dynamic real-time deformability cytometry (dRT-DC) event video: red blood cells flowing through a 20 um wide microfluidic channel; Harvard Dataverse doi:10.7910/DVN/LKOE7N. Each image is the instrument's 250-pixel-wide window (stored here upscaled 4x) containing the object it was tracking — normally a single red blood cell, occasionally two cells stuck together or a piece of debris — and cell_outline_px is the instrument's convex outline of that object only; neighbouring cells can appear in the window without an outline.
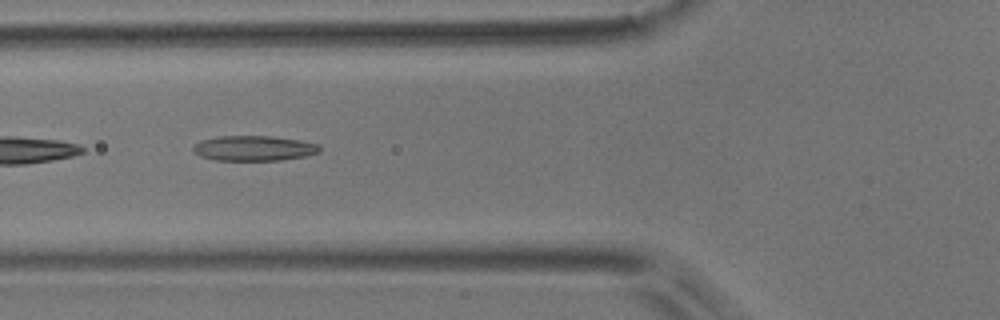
{"species": "common noctule bat (a hibernating species)", "species_latin": "Nyctalus noctula", "temperature_condition": "room temperature", "stored_images_in_passage": 9, "camera_frame_rate_fps": 3000, "um_per_image_px": 0.085, "animal": {"sex": "male", "body_mass_g": 17.9}, "frame": {"image": 1, "passage_image": 6, "time_ms": 1.667, "image_size_px": [1000, 320], "cell_outline_px": [[320, 152], [308, 156], [280, 160], [216, 160], [200, 156], [192, 152], [192, 148], [200, 140], [216, 136], [272, 136], [300, 140], [320, 144]], "centroid_in_image_um": [21.59, 12.6], "position_along_channel_um": 104.2, "area_um2": 18.73}}
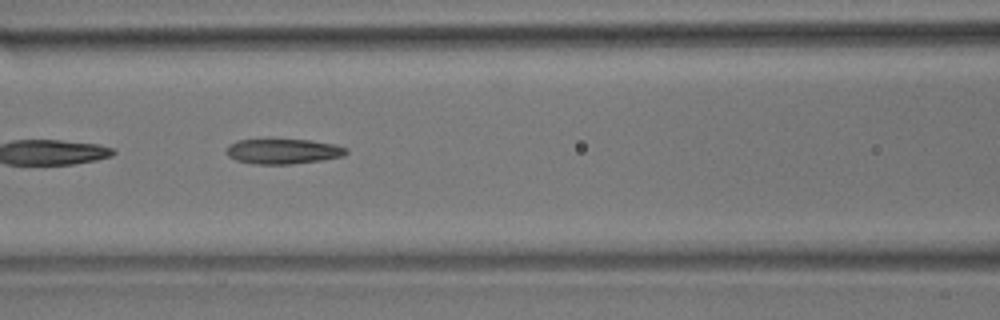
{"frame": {"image": 2, "passage_image": 7, "time_ms": 2.0, "image_size_px": [1000, 320], "cell_outline_px": [[348, 152], [344, 156], [320, 160], [292, 164], [252, 164], [236, 160], [228, 156], [224, 152], [224, 148], [228, 144], [236, 140], [268, 136], [312, 140], [336, 144], [348, 148]], "centroid_in_image_um": [23.98, 12.8], "position_along_channel_um": 142.6, "area_um2": 18.84}}
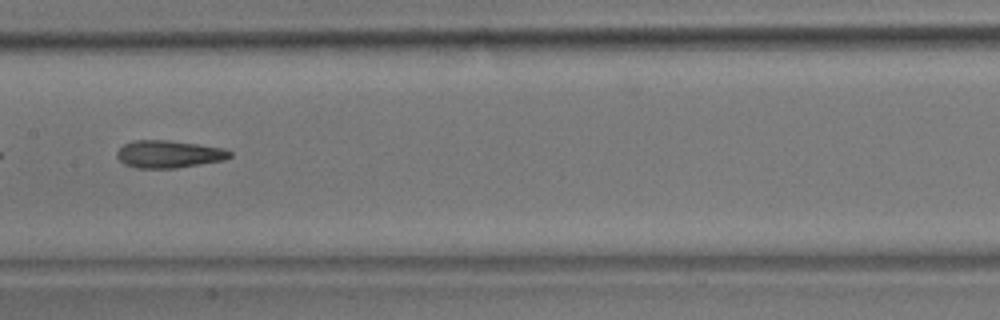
{"frame": {"image": 3, "passage_image": 8, "time_ms": 2.333, "image_size_px": [1000, 320], "cell_outline_px": [[232, 156], [224, 160], [176, 168], [136, 168], [124, 164], [116, 156], [116, 152], [124, 144], [136, 140], [168, 140], [224, 148], [232, 152]], "centroid_in_image_um": [14.35, 13.1], "position_along_channel_um": 193.1, "area_um2": 18.03}}